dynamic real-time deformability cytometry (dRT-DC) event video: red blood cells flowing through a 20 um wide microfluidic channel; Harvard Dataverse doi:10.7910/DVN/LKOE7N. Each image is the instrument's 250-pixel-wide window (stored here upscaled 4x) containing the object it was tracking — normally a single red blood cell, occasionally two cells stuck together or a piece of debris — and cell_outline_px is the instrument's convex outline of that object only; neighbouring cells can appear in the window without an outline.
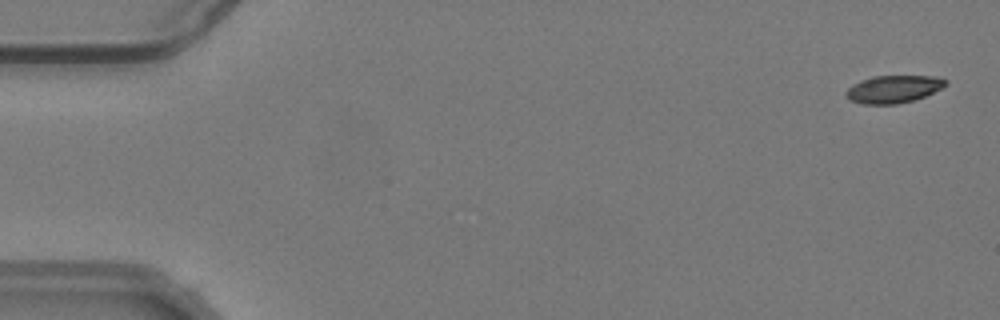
{"species": "common noctule bat (a hibernating species)", "species_latin": "Nyctalus noctula", "temperature_condition": "warm", "stored_images_in_passage": 55, "camera_frame_rate_fps": 3000, "um_per_image_px": 0.085, "animal": {"sex": "male", "body_mass_g": 19.2, "forearm_length_mm": 51.8}, "frame": {"image": 1, "passage_image": 2, "time_ms": 0.333, "image_size_px": [1000, 320], "cell_outline_px": [[948, 84], [944, 88], [924, 96], [912, 100], [896, 104], [864, 104], [848, 100], [844, 96], [844, 92], [852, 84], [860, 80], [872, 76], [940, 76], [948, 80]], "centroid_in_image_um": [75.94, 7.56], "position_along_channel_um": 9.1, "area_um2": 16.3}}
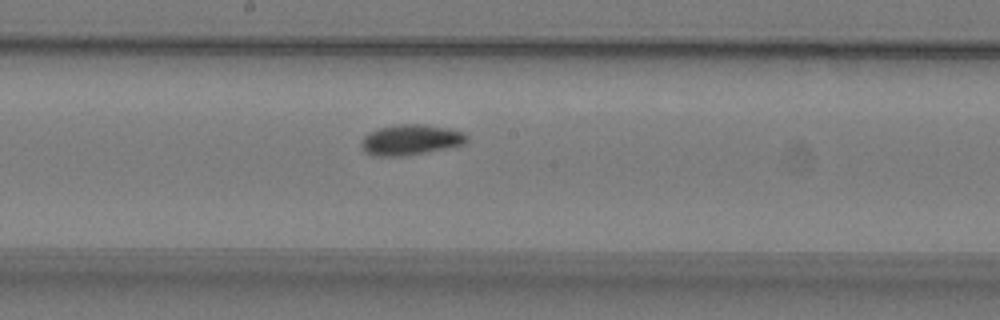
{"frame": {"image": 2, "passage_image": 30, "time_ms": 9.667, "image_size_px": [1000, 320], "cell_outline_px": [[468, 140], [464, 144], [448, 148], [400, 156], [372, 156], [364, 152], [360, 144], [364, 136], [368, 132], [380, 128], [396, 124], [424, 124], [448, 128], [464, 132], [468, 136]], "centroid_in_image_um": [34.89, 11.88], "position_along_channel_um": 213.3, "area_um2": 18.84}}
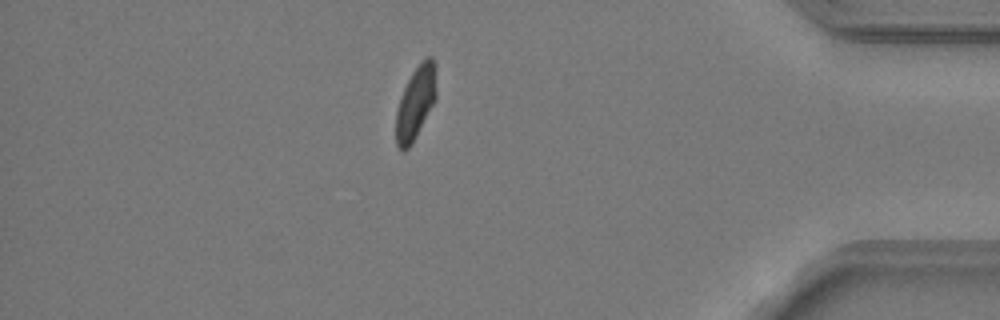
{"frame": {"image": 3, "passage_image": 48, "time_ms": 15.667, "image_size_px": [1000, 320], "cell_outline_px": [[436, 100], [412, 144], [404, 152], [400, 152], [396, 144], [396, 112], [404, 88], [412, 72], [424, 56], [432, 56], [436, 64]], "centroid_in_image_um": [35.35, 8.72], "position_along_channel_um": 399.8, "area_um2": 17.46}, "authors_computed_cell_mechanics": {"area_um2": 17.4556, "velocity_mm_per_s": 3.7717, "shape_relaxation_time_tau1_ms": 5.6997, "shape_relaxation_time_tau2_ms": 2.464, "deformation_change_tau1": 0.1519, "deformation_change_tau2": 0.0627}}